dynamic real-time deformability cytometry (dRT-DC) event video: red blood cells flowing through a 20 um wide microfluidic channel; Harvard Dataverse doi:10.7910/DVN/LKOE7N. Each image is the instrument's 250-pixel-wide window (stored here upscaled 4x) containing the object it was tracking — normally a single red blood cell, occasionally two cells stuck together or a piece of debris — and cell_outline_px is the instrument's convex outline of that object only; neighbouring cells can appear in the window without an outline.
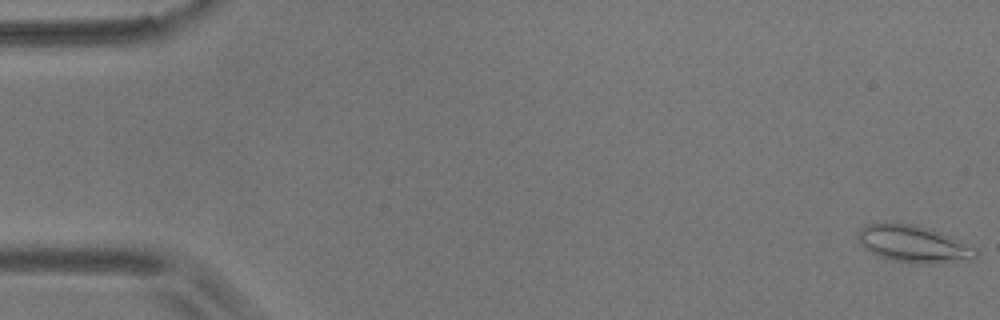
{"species": "common noctule bat (a hibernating species)", "species_latin": "Nyctalus noctula", "temperature_condition": "room temperature", "stored_images_in_passage": 55, "camera_frame_rate_fps": 3000, "um_per_image_px": 0.085, "animal": {"sex": "male", "body_mass_g": 17.9}, "frame": {"image": 1, "passage_image": 1, "time_ms": 0.0, "image_size_px": [1000, 320], "cell_outline_px": [[976, 260], [936, 264], [916, 264], [892, 260], [880, 256], [864, 248], [860, 244], [856, 236], [856, 232], [860, 228], [868, 224], [888, 220], [916, 224], [928, 228], [948, 236], [976, 248]], "centroid_in_image_um": [77.61, 20.72], "position_along_channel_um": 7.4, "area_um2": 26.07}}
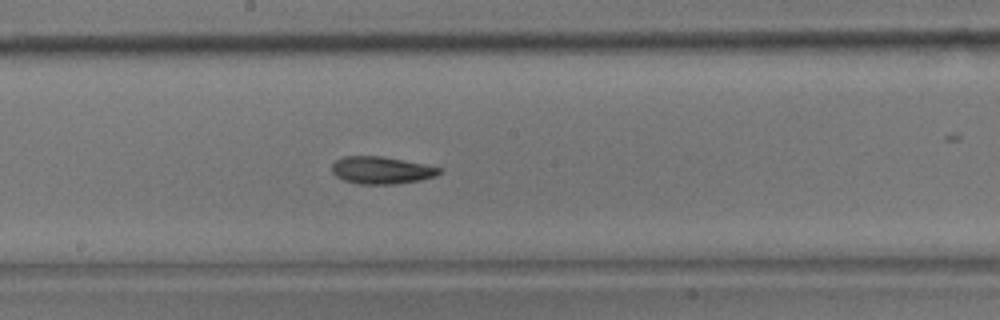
{"frame": {"image": 2, "passage_image": 30, "time_ms": 9.667, "image_size_px": [1000, 320], "cell_outline_px": [[440, 172], [436, 176], [420, 180], [396, 184], [360, 184], [344, 180], [336, 176], [332, 172], [332, 164], [336, 160], [344, 156], [384, 156], [424, 164], [440, 168]], "centroid_in_image_um": [32.4, 14.46], "position_along_channel_um": 215.8, "area_um2": 17.05}}
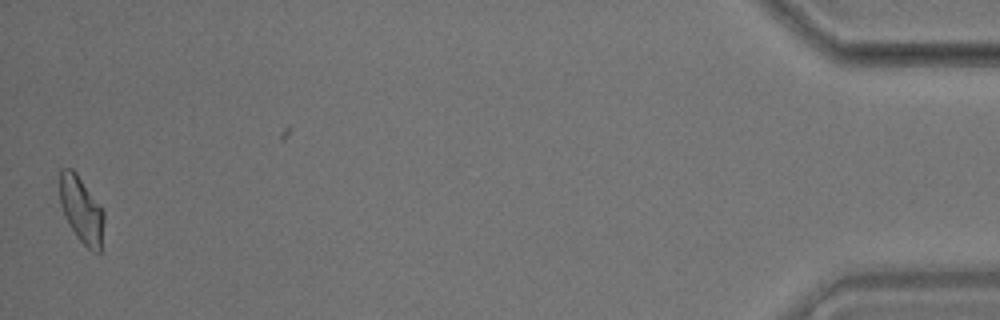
{"frame": {"image": 3, "passage_image": 55, "time_ms": 18.0, "image_size_px": [1000, 320], "cell_outline_px": [[104, 220], [100, 252], [92, 252], [76, 236], [68, 224], [60, 204], [60, 168], [72, 168], [76, 172], [104, 212]], "centroid_in_image_um": [6.91, 17.84], "position_along_channel_um": 428.3, "area_um2": 16.94}, "authors_computed_cell_mechanics": {"area_um2": 17.4556, "velocity_mm_per_s": 3.634, "shape_relaxation_time_tau1_ms": 9.0518, "shape_relaxation_time_tau2_ms": 6.2583, "deformation_change_tau1": 0.1913, "deformation_change_tau2": 0.127}}